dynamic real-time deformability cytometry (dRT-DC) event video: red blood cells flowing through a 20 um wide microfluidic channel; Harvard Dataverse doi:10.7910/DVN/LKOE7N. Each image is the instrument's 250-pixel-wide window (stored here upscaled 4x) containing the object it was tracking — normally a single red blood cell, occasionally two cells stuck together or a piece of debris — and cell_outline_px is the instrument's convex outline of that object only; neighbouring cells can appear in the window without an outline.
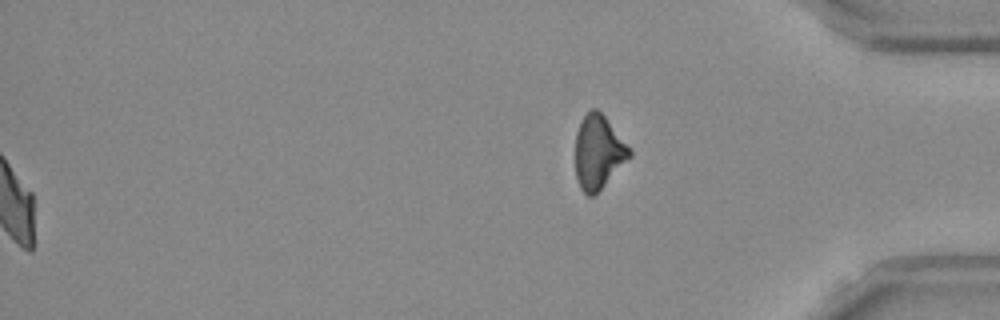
{"species": "Egyptian fruit bat (a non-hibernating species)", "species_latin": "Rousettus aegyptiacus", "temperature_condition": "room temperature", "stored_images_in_passage": 52, "segment_of_instrument_passage": [2, 2], "camera_frame_rate_fps": 3000, "um_per_image_px": 0.085, "frame": {"image": 1, "passage_image": 52, "time_ms": 17.0, "image_size_px": [1000, 320], "cell_outline_px": [[632, 156], [592, 196], [588, 196], [580, 188], [576, 180], [576, 132], [584, 116], [592, 108], [596, 108], [604, 116], [632, 148]], "centroid_in_image_um": [50.87, 12.91], "position_along_channel_um": 384.3, "area_um2": 23.0}}